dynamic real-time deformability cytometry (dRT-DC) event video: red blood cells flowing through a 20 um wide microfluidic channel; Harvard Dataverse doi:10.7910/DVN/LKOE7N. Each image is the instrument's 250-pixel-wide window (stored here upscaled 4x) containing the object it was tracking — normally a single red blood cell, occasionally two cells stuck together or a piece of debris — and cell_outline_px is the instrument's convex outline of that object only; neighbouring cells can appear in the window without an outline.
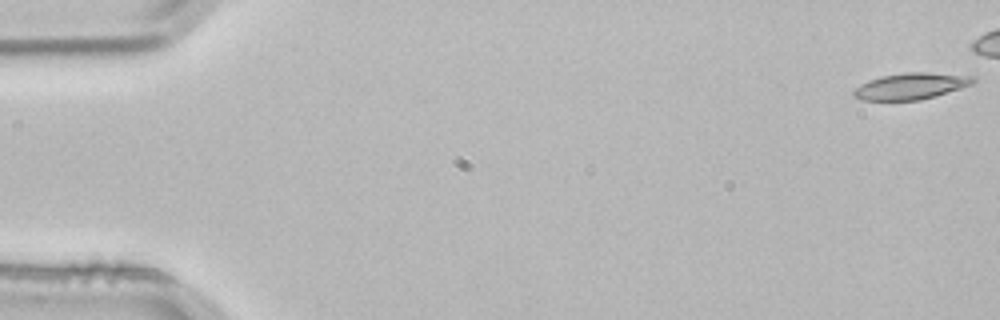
{"species": "common noctule bat (a hibernating species)", "species_latin": "Nyctalus noctula", "temperature_condition": "room temperature", "stored_images_in_passage": 4, "camera_frame_rate_fps": 3000, "um_per_image_px": 0.085, "animal": {"sex": "male", "body_mass_g": 21.5, "forearm_length_mm": 52.0}, "frame": {"image": 1, "passage_image": 1, "time_ms": 0.0, "image_size_px": [1000, 320], "cell_outline_px": [[976, 80], [972, 84], [936, 96], [920, 100], [860, 100], [852, 96], [852, 92], [860, 84], [868, 80], [880, 76], [904, 72], [928, 72], [976, 76]], "centroid_in_image_um": [77.41, 7.31], "position_along_channel_um": 7.6, "area_um2": 18.55}}